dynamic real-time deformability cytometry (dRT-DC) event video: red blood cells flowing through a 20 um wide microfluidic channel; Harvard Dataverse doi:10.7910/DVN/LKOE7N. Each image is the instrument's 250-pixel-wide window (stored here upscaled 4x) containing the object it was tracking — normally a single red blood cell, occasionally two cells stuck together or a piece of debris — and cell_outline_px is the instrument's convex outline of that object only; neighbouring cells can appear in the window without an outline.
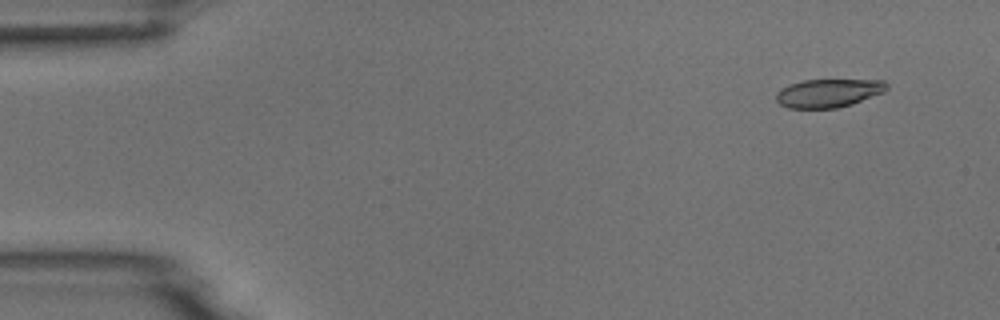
{"species": "common noctule bat (a hibernating species)", "species_latin": "Nyctalus noctula", "temperature_condition": "room temperature", "stored_images_in_passage": 5, "camera_frame_rate_fps": 3000, "um_per_image_px": 0.085, "animal": {"sex": "male", "body_mass_g": 18.8}, "frame": {"image": 1, "passage_image": 1, "time_ms": 0.0, "image_size_px": [1000, 320], "cell_outline_px": [[888, 88], [884, 92], [852, 104], [836, 108], [788, 108], [780, 104], [776, 100], [776, 92], [780, 88], [788, 84], [804, 80], [884, 80], [888, 84]], "centroid_in_image_um": [70.4, 7.91], "position_along_channel_um": 14.6, "area_um2": 18.38}}
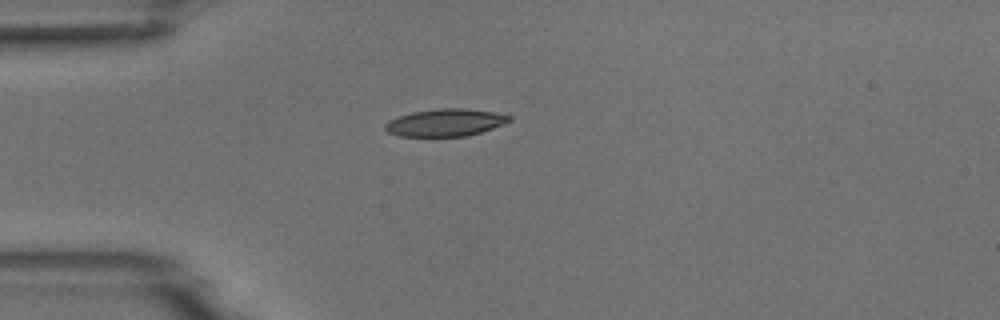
{"frame": {"image": 2, "passage_image": 4, "time_ms": 3.333, "image_size_px": [1000, 320], "cell_outline_px": [[512, 120], [504, 124], [468, 136], [400, 136], [388, 132], [384, 128], [384, 124], [388, 120], [412, 112], [440, 108], [464, 108], [492, 112], [512, 116]], "centroid_in_image_um": [37.85, 10.42], "position_along_channel_um": 47.2, "area_um2": 19.71}}